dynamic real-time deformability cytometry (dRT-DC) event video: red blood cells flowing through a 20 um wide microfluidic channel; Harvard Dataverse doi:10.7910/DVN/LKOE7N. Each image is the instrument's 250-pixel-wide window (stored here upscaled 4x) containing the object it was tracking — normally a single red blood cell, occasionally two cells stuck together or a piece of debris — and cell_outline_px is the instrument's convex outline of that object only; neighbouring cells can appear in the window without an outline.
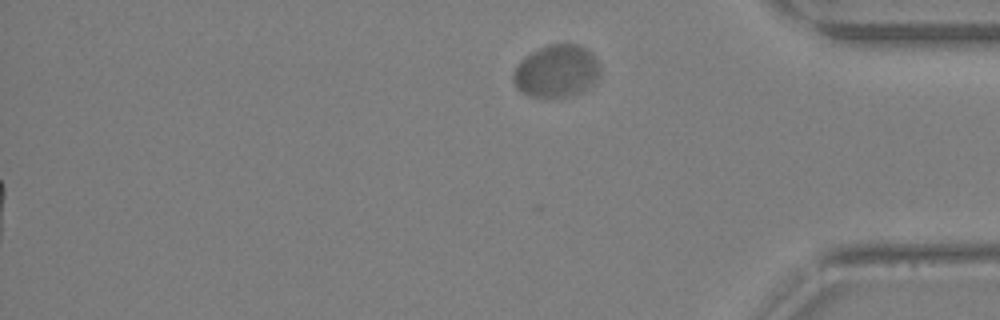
{"species": "Egyptian fruit bat (a non-hibernating species)", "species_latin": "Rousettus aegyptiacus", "temperature_condition": "warm", "stored_images_in_passage": 26, "segment_of_instrument_passage": [2, 2], "camera_frame_rate_fps": 3000, "um_per_image_px": 0.085, "animal": {"sex": "female"}, "frame": {"image": 1, "passage_image": 26, "time_ms": 8.333, "image_size_px": [1000, 320], "cell_outline_px": [[600, 76], [588, 88], [580, 92], [564, 96], [528, 96], [520, 92], [516, 88], [512, 80], [512, 72], [516, 64], [524, 56], [548, 44], [576, 44], [592, 52], [600, 68]], "centroid_in_image_um": [47.26, 6.03], "position_along_channel_um": 387.9, "area_um2": 26.59}}